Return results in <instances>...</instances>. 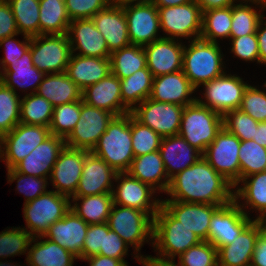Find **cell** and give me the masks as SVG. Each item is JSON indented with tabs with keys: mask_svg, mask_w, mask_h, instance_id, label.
Listing matches in <instances>:
<instances>
[{
	"mask_svg": "<svg viewBox=\"0 0 266 266\" xmlns=\"http://www.w3.org/2000/svg\"><path fill=\"white\" fill-rule=\"evenodd\" d=\"M235 188L202 156L195 164L170 179L166 193L180 202L226 205L234 200Z\"/></svg>",
	"mask_w": 266,
	"mask_h": 266,
	"instance_id": "6da1fadb",
	"label": "cell"
},
{
	"mask_svg": "<svg viewBox=\"0 0 266 266\" xmlns=\"http://www.w3.org/2000/svg\"><path fill=\"white\" fill-rule=\"evenodd\" d=\"M91 152L107 162L117 173L127 172L135 157L131 138V113L114 117Z\"/></svg>",
	"mask_w": 266,
	"mask_h": 266,
	"instance_id": "7a4b0ae2",
	"label": "cell"
},
{
	"mask_svg": "<svg viewBox=\"0 0 266 266\" xmlns=\"http://www.w3.org/2000/svg\"><path fill=\"white\" fill-rule=\"evenodd\" d=\"M189 43L184 45L182 70L195 89L225 73L220 44L201 38Z\"/></svg>",
	"mask_w": 266,
	"mask_h": 266,
	"instance_id": "3957f363",
	"label": "cell"
},
{
	"mask_svg": "<svg viewBox=\"0 0 266 266\" xmlns=\"http://www.w3.org/2000/svg\"><path fill=\"white\" fill-rule=\"evenodd\" d=\"M223 127V116L197 100L184 107L178 135L202 154Z\"/></svg>",
	"mask_w": 266,
	"mask_h": 266,
	"instance_id": "277c9868",
	"label": "cell"
},
{
	"mask_svg": "<svg viewBox=\"0 0 266 266\" xmlns=\"http://www.w3.org/2000/svg\"><path fill=\"white\" fill-rule=\"evenodd\" d=\"M152 241V247L159 252L157 255L175 259L176 255L199 244L201 239L161 205L153 218Z\"/></svg>",
	"mask_w": 266,
	"mask_h": 266,
	"instance_id": "5b68a950",
	"label": "cell"
},
{
	"mask_svg": "<svg viewBox=\"0 0 266 266\" xmlns=\"http://www.w3.org/2000/svg\"><path fill=\"white\" fill-rule=\"evenodd\" d=\"M70 198L57 193L46 191L32 201L24 203L23 215L26 228L31 236H44L49 227L59 219H62L70 210Z\"/></svg>",
	"mask_w": 266,
	"mask_h": 266,
	"instance_id": "8992f818",
	"label": "cell"
},
{
	"mask_svg": "<svg viewBox=\"0 0 266 266\" xmlns=\"http://www.w3.org/2000/svg\"><path fill=\"white\" fill-rule=\"evenodd\" d=\"M107 223L109 229L132 246L138 256L143 243L153 240V218L144 211L113 204Z\"/></svg>",
	"mask_w": 266,
	"mask_h": 266,
	"instance_id": "52a82bcc",
	"label": "cell"
},
{
	"mask_svg": "<svg viewBox=\"0 0 266 266\" xmlns=\"http://www.w3.org/2000/svg\"><path fill=\"white\" fill-rule=\"evenodd\" d=\"M29 50L33 65L45 74L66 72L72 56L67 34L31 37Z\"/></svg>",
	"mask_w": 266,
	"mask_h": 266,
	"instance_id": "ba28073f",
	"label": "cell"
},
{
	"mask_svg": "<svg viewBox=\"0 0 266 266\" xmlns=\"http://www.w3.org/2000/svg\"><path fill=\"white\" fill-rule=\"evenodd\" d=\"M240 139L225 127L218 132L213 142L202 154L204 159L229 182L237 187L240 181Z\"/></svg>",
	"mask_w": 266,
	"mask_h": 266,
	"instance_id": "9c48e42d",
	"label": "cell"
},
{
	"mask_svg": "<svg viewBox=\"0 0 266 266\" xmlns=\"http://www.w3.org/2000/svg\"><path fill=\"white\" fill-rule=\"evenodd\" d=\"M160 29L170 38L199 39L202 31V11L199 5L193 1L172 7L158 8ZM175 37V38H174ZM177 38V39H176Z\"/></svg>",
	"mask_w": 266,
	"mask_h": 266,
	"instance_id": "30bf717a",
	"label": "cell"
},
{
	"mask_svg": "<svg viewBox=\"0 0 266 266\" xmlns=\"http://www.w3.org/2000/svg\"><path fill=\"white\" fill-rule=\"evenodd\" d=\"M122 3L127 20V29L131 45L145 46L158 37L160 29L158 8L151 0H139Z\"/></svg>",
	"mask_w": 266,
	"mask_h": 266,
	"instance_id": "8fae6325",
	"label": "cell"
},
{
	"mask_svg": "<svg viewBox=\"0 0 266 266\" xmlns=\"http://www.w3.org/2000/svg\"><path fill=\"white\" fill-rule=\"evenodd\" d=\"M184 107L147 98L130 112L144 126L150 127L162 138L178 135Z\"/></svg>",
	"mask_w": 266,
	"mask_h": 266,
	"instance_id": "7c38bea8",
	"label": "cell"
},
{
	"mask_svg": "<svg viewBox=\"0 0 266 266\" xmlns=\"http://www.w3.org/2000/svg\"><path fill=\"white\" fill-rule=\"evenodd\" d=\"M114 117L112 113L89 106L81 100L80 118L65 138L66 146L91 152Z\"/></svg>",
	"mask_w": 266,
	"mask_h": 266,
	"instance_id": "4fadbf2b",
	"label": "cell"
},
{
	"mask_svg": "<svg viewBox=\"0 0 266 266\" xmlns=\"http://www.w3.org/2000/svg\"><path fill=\"white\" fill-rule=\"evenodd\" d=\"M50 135L49 127L18 123L2 136V160L6 168L13 169Z\"/></svg>",
	"mask_w": 266,
	"mask_h": 266,
	"instance_id": "5bb4252c",
	"label": "cell"
},
{
	"mask_svg": "<svg viewBox=\"0 0 266 266\" xmlns=\"http://www.w3.org/2000/svg\"><path fill=\"white\" fill-rule=\"evenodd\" d=\"M249 84L239 76L226 74L203 84L205 87L204 99L197 101L224 116L228 111L239 109L245 89Z\"/></svg>",
	"mask_w": 266,
	"mask_h": 266,
	"instance_id": "9a60e30c",
	"label": "cell"
},
{
	"mask_svg": "<svg viewBox=\"0 0 266 266\" xmlns=\"http://www.w3.org/2000/svg\"><path fill=\"white\" fill-rule=\"evenodd\" d=\"M115 181L119 185L116 190L112 189L114 204L119 207L125 206L144 211L154 218L162 205V200L156 198L151 200L156 192L155 189L131 176L128 172H118Z\"/></svg>",
	"mask_w": 266,
	"mask_h": 266,
	"instance_id": "2e32d148",
	"label": "cell"
},
{
	"mask_svg": "<svg viewBox=\"0 0 266 266\" xmlns=\"http://www.w3.org/2000/svg\"><path fill=\"white\" fill-rule=\"evenodd\" d=\"M251 221L235 200L220 206L210 219L208 242L217 249L229 245Z\"/></svg>",
	"mask_w": 266,
	"mask_h": 266,
	"instance_id": "e0dca14e",
	"label": "cell"
},
{
	"mask_svg": "<svg viewBox=\"0 0 266 266\" xmlns=\"http://www.w3.org/2000/svg\"><path fill=\"white\" fill-rule=\"evenodd\" d=\"M89 152L67 146L60 152L49 179L57 193L70 199L74 196L81 178L85 157Z\"/></svg>",
	"mask_w": 266,
	"mask_h": 266,
	"instance_id": "ac0fdd59",
	"label": "cell"
},
{
	"mask_svg": "<svg viewBox=\"0 0 266 266\" xmlns=\"http://www.w3.org/2000/svg\"><path fill=\"white\" fill-rule=\"evenodd\" d=\"M147 67L155 77L183 69L184 45L175 39L160 38L143 46Z\"/></svg>",
	"mask_w": 266,
	"mask_h": 266,
	"instance_id": "d6986e66",
	"label": "cell"
},
{
	"mask_svg": "<svg viewBox=\"0 0 266 266\" xmlns=\"http://www.w3.org/2000/svg\"><path fill=\"white\" fill-rule=\"evenodd\" d=\"M117 172L102 158L89 152L82 168V174L73 197H85L112 193Z\"/></svg>",
	"mask_w": 266,
	"mask_h": 266,
	"instance_id": "ffe728a7",
	"label": "cell"
},
{
	"mask_svg": "<svg viewBox=\"0 0 266 266\" xmlns=\"http://www.w3.org/2000/svg\"><path fill=\"white\" fill-rule=\"evenodd\" d=\"M67 36L72 53L78 50L77 55L110 58L111 52L107 47L105 38L96 28L92 18L71 21Z\"/></svg>",
	"mask_w": 266,
	"mask_h": 266,
	"instance_id": "44dd1931",
	"label": "cell"
},
{
	"mask_svg": "<svg viewBox=\"0 0 266 266\" xmlns=\"http://www.w3.org/2000/svg\"><path fill=\"white\" fill-rule=\"evenodd\" d=\"M162 206L182 225L194 232L201 241H208L210 219L223 205L162 200Z\"/></svg>",
	"mask_w": 266,
	"mask_h": 266,
	"instance_id": "7402d4cb",
	"label": "cell"
},
{
	"mask_svg": "<svg viewBox=\"0 0 266 266\" xmlns=\"http://www.w3.org/2000/svg\"><path fill=\"white\" fill-rule=\"evenodd\" d=\"M263 230L262 220L253 219L232 243L217 249L218 266H250L256 240Z\"/></svg>",
	"mask_w": 266,
	"mask_h": 266,
	"instance_id": "603a6c76",
	"label": "cell"
},
{
	"mask_svg": "<svg viewBox=\"0 0 266 266\" xmlns=\"http://www.w3.org/2000/svg\"><path fill=\"white\" fill-rule=\"evenodd\" d=\"M65 146V138L51 134L13 169L25 175L48 178Z\"/></svg>",
	"mask_w": 266,
	"mask_h": 266,
	"instance_id": "cb8c5ba5",
	"label": "cell"
},
{
	"mask_svg": "<svg viewBox=\"0 0 266 266\" xmlns=\"http://www.w3.org/2000/svg\"><path fill=\"white\" fill-rule=\"evenodd\" d=\"M89 227L83 219L78 217L73 210H69L62 219L54 222L44 236L65 248L78 259H82V247L84 245L86 232Z\"/></svg>",
	"mask_w": 266,
	"mask_h": 266,
	"instance_id": "d4e9b609",
	"label": "cell"
},
{
	"mask_svg": "<svg viewBox=\"0 0 266 266\" xmlns=\"http://www.w3.org/2000/svg\"><path fill=\"white\" fill-rule=\"evenodd\" d=\"M82 100L89 106L112 113L115 117L131 111L122 103L120 79L112 72L82 91Z\"/></svg>",
	"mask_w": 266,
	"mask_h": 266,
	"instance_id": "484cf974",
	"label": "cell"
},
{
	"mask_svg": "<svg viewBox=\"0 0 266 266\" xmlns=\"http://www.w3.org/2000/svg\"><path fill=\"white\" fill-rule=\"evenodd\" d=\"M92 20L105 38L111 53L131 45L127 20L121 4H110L107 8L97 12Z\"/></svg>",
	"mask_w": 266,
	"mask_h": 266,
	"instance_id": "4316f807",
	"label": "cell"
},
{
	"mask_svg": "<svg viewBox=\"0 0 266 266\" xmlns=\"http://www.w3.org/2000/svg\"><path fill=\"white\" fill-rule=\"evenodd\" d=\"M195 90L183 70H180L155 77L149 98L157 102L174 103L185 107L197 100L196 97H189Z\"/></svg>",
	"mask_w": 266,
	"mask_h": 266,
	"instance_id": "83f0119b",
	"label": "cell"
},
{
	"mask_svg": "<svg viewBox=\"0 0 266 266\" xmlns=\"http://www.w3.org/2000/svg\"><path fill=\"white\" fill-rule=\"evenodd\" d=\"M159 151L169 179L195 164L202 157V153L180 135L162 138Z\"/></svg>",
	"mask_w": 266,
	"mask_h": 266,
	"instance_id": "f1b7e54d",
	"label": "cell"
},
{
	"mask_svg": "<svg viewBox=\"0 0 266 266\" xmlns=\"http://www.w3.org/2000/svg\"><path fill=\"white\" fill-rule=\"evenodd\" d=\"M111 73L109 58L74 55L67 65V76L83 91Z\"/></svg>",
	"mask_w": 266,
	"mask_h": 266,
	"instance_id": "f546056e",
	"label": "cell"
},
{
	"mask_svg": "<svg viewBox=\"0 0 266 266\" xmlns=\"http://www.w3.org/2000/svg\"><path fill=\"white\" fill-rule=\"evenodd\" d=\"M3 72V73H2ZM45 73L38 70L32 62L30 50L18 60L11 62L3 71H0V81L16 92V88L28 90L33 88L30 94L36 93ZM35 90V91H34Z\"/></svg>",
	"mask_w": 266,
	"mask_h": 266,
	"instance_id": "4dcf8cb0",
	"label": "cell"
},
{
	"mask_svg": "<svg viewBox=\"0 0 266 266\" xmlns=\"http://www.w3.org/2000/svg\"><path fill=\"white\" fill-rule=\"evenodd\" d=\"M127 172L157 191L166 193L168 189L170 179L159 150L134 157ZM162 179L164 180L162 181Z\"/></svg>",
	"mask_w": 266,
	"mask_h": 266,
	"instance_id": "1f68e13d",
	"label": "cell"
},
{
	"mask_svg": "<svg viewBox=\"0 0 266 266\" xmlns=\"http://www.w3.org/2000/svg\"><path fill=\"white\" fill-rule=\"evenodd\" d=\"M36 93L48 100L53 107L82 100V90L66 72L45 74Z\"/></svg>",
	"mask_w": 266,
	"mask_h": 266,
	"instance_id": "d6a6232c",
	"label": "cell"
},
{
	"mask_svg": "<svg viewBox=\"0 0 266 266\" xmlns=\"http://www.w3.org/2000/svg\"><path fill=\"white\" fill-rule=\"evenodd\" d=\"M35 239L37 240L36 237L32 238L30 244L35 243L27 251L28 266H73L74 259H78L48 238L38 242Z\"/></svg>",
	"mask_w": 266,
	"mask_h": 266,
	"instance_id": "836d02e7",
	"label": "cell"
},
{
	"mask_svg": "<svg viewBox=\"0 0 266 266\" xmlns=\"http://www.w3.org/2000/svg\"><path fill=\"white\" fill-rule=\"evenodd\" d=\"M240 182L244 185L234 190V200L240 203L239 198L243 199L245 203L238 206L244 212L246 211L244 208L248 206L251 207L250 209L259 211L260 215L256 219L263 220L266 218V171L244 177Z\"/></svg>",
	"mask_w": 266,
	"mask_h": 266,
	"instance_id": "e575fe53",
	"label": "cell"
},
{
	"mask_svg": "<svg viewBox=\"0 0 266 266\" xmlns=\"http://www.w3.org/2000/svg\"><path fill=\"white\" fill-rule=\"evenodd\" d=\"M72 198L71 201L74 202V205H70V209L87 224H102L108 221L114 204L112 193ZM76 201H81L79 202L81 204H77Z\"/></svg>",
	"mask_w": 266,
	"mask_h": 266,
	"instance_id": "d590c367",
	"label": "cell"
},
{
	"mask_svg": "<svg viewBox=\"0 0 266 266\" xmlns=\"http://www.w3.org/2000/svg\"><path fill=\"white\" fill-rule=\"evenodd\" d=\"M154 76L148 67L120 80L122 103L132 111L137 103L150 97ZM134 105V106H133Z\"/></svg>",
	"mask_w": 266,
	"mask_h": 266,
	"instance_id": "8d00e7d4",
	"label": "cell"
},
{
	"mask_svg": "<svg viewBox=\"0 0 266 266\" xmlns=\"http://www.w3.org/2000/svg\"><path fill=\"white\" fill-rule=\"evenodd\" d=\"M40 35L67 34L71 22L64 0H39Z\"/></svg>",
	"mask_w": 266,
	"mask_h": 266,
	"instance_id": "74e56055",
	"label": "cell"
},
{
	"mask_svg": "<svg viewBox=\"0 0 266 266\" xmlns=\"http://www.w3.org/2000/svg\"><path fill=\"white\" fill-rule=\"evenodd\" d=\"M111 72L120 80L146 68V53L143 46L129 45L115 50L110 55Z\"/></svg>",
	"mask_w": 266,
	"mask_h": 266,
	"instance_id": "f35d334b",
	"label": "cell"
},
{
	"mask_svg": "<svg viewBox=\"0 0 266 266\" xmlns=\"http://www.w3.org/2000/svg\"><path fill=\"white\" fill-rule=\"evenodd\" d=\"M232 22V6L202 12V31L200 38L218 43L217 38H229Z\"/></svg>",
	"mask_w": 266,
	"mask_h": 266,
	"instance_id": "ab89813d",
	"label": "cell"
},
{
	"mask_svg": "<svg viewBox=\"0 0 266 266\" xmlns=\"http://www.w3.org/2000/svg\"><path fill=\"white\" fill-rule=\"evenodd\" d=\"M53 105L37 93L26 94L20 101V123L49 127Z\"/></svg>",
	"mask_w": 266,
	"mask_h": 266,
	"instance_id": "60d3db41",
	"label": "cell"
},
{
	"mask_svg": "<svg viewBox=\"0 0 266 266\" xmlns=\"http://www.w3.org/2000/svg\"><path fill=\"white\" fill-rule=\"evenodd\" d=\"M15 18L17 30L23 35H40L39 0H7Z\"/></svg>",
	"mask_w": 266,
	"mask_h": 266,
	"instance_id": "b9f144b4",
	"label": "cell"
},
{
	"mask_svg": "<svg viewBox=\"0 0 266 266\" xmlns=\"http://www.w3.org/2000/svg\"><path fill=\"white\" fill-rule=\"evenodd\" d=\"M243 3V4H242ZM241 2L232 6V22L230 38H237L244 35L255 34L259 22L264 15L248 5V2Z\"/></svg>",
	"mask_w": 266,
	"mask_h": 266,
	"instance_id": "7bdbcfd3",
	"label": "cell"
},
{
	"mask_svg": "<svg viewBox=\"0 0 266 266\" xmlns=\"http://www.w3.org/2000/svg\"><path fill=\"white\" fill-rule=\"evenodd\" d=\"M240 180L266 171V148L254 140L241 141L239 148Z\"/></svg>",
	"mask_w": 266,
	"mask_h": 266,
	"instance_id": "ee69618b",
	"label": "cell"
},
{
	"mask_svg": "<svg viewBox=\"0 0 266 266\" xmlns=\"http://www.w3.org/2000/svg\"><path fill=\"white\" fill-rule=\"evenodd\" d=\"M20 101L17 92L0 81V135L9 133L20 123Z\"/></svg>",
	"mask_w": 266,
	"mask_h": 266,
	"instance_id": "f6af8a7d",
	"label": "cell"
},
{
	"mask_svg": "<svg viewBox=\"0 0 266 266\" xmlns=\"http://www.w3.org/2000/svg\"><path fill=\"white\" fill-rule=\"evenodd\" d=\"M81 100L54 107L49 130L51 134L66 138L80 118Z\"/></svg>",
	"mask_w": 266,
	"mask_h": 266,
	"instance_id": "bcb514c9",
	"label": "cell"
},
{
	"mask_svg": "<svg viewBox=\"0 0 266 266\" xmlns=\"http://www.w3.org/2000/svg\"><path fill=\"white\" fill-rule=\"evenodd\" d=\"M131 138L135 157L158 151L162 137L150 127L144 126L131 114Z\"/></svg>",
	"mask_w": 266,
	"mask_h": 266,
	"instance_id": "7dc6e473",
	"label": "cell"
},
{
	"mask_svg": "<svg viewBox=\"0 0 266 266\" xmlns=\"http://www.w3.org/2000/svg\"><path fill=\"white\" fill-rule=\"evenodd\" d=\"M31 234L24 228H12L0 233V257L1 259L8 256L22 255L28 251L32 240ZM3 257V258H2Z\"/></svg>",
	"mask_w": 266,
	"mask_h": 266,
	"instance_id": "c3c4849f",
	"label": "cell"
},
{
	"mask_svg": "<svg viewBox=\"0 0 266 266\" xmlns=\"http://www.w3.org/2000/svg\"><path fill=\"white\" fill-rule=\"evenodd\" d=\"M259 122L240 109L228 111L223 116V127L240 141L252 140Z\"/></svg>",
	"mask_w": 266,
	"mask_h": 266,
	"instance_id": "681fc988",
	"label": "cell"
},
{
	"mask_svg": "<svg viewBox=\"0 0 266 266\" xmlns=\"http://www.w3.org/2000/svg\"><path fill=\"white\" fill-rule=\"evenodd\" d=\"M181 266H218L217 248L208 241H201L179 256Z\"/></svg>",
	"mask_w": 266,
	"mask_h": 266,
	"instance_id": "f907efd6",
	"label": "cell"
},
{
	"mask_svg": "<svg viewBox=\"0 0 266 266\" xmlns=\"http://www.w3.org/2000/svg\"><path fill=\"white\" fill-rule=\"evenodd\" d=\"M8 183L17 180V190L25 195V202L34 200L44 194L47 190V178L35 177L16 172L14 169H7Z\"/></svg>",
	"mask_w": 266,
	"mask_h": 266,
	"instance_id": "816d5d0a",
	"label": "cell"
},
{
	"mask_svg": "<svg viewBox=\"0 0 266 266\" xmlns=\"http://www.w3.org/2000/svg\"><path fill=\"white\" fill-rule=\"evenodd\" d=\"M239 109L258 122H266V91L248 85Z\"/></svg>",
	"mask_w": 266,
	"mask_h": 266,
	"instance_id": "f5cc1de1",
	"label": "cell"
},
{
	"mask_svg": "<svg viewBox=\"0 0 266 266\" xmlns=\"http://www.w3.org/2000/svg\"><path fill=\"white\" fill-rule=\"evenodd\" d=\"M68 16L71 21L90 19L97 12L107 8L110 0H64Z\"/></svg>",
	"mask_w": 266,
	"mask_h": 266,
	"instance_id": "db71d44e",
	"label": "cell"
},
{
	"mask_svg": "<svg viewBox=\"0 0 266 266\" xmlns=\"http://www.w3.org/2000/svg\"><path fill=\"white\" fill-rule=\"evenodd\" d=\"M128 248V244L124 242L118 234L109 229L108 223H104L103 248H100L99 255L120 259L122 262H126L124 256L127 255Z\"/></svg>",
	"mask_w": 266,
	"mask_h": 266,
	"instance_id": "11a10c76",
	"label": "cell"
},
{
	"mask_svg": "<svg viewBox=\"0 0 266 266\" xmlns=\"http://www.w3.org/2000/svg\"><path fill=\"white\" fill-rule=\"evenodd\" d=\"M232 39L231 52L244 61H257L259 63V48L256 33Z\"/></svg>",
	"mask_w": 266,
	"mask_h": 266,
	"instance_id": "9f6ffc18",
	"label": "cell"
},
{
	"mask_svg": "<svg viewBox=\"0 0 266 266\" xmlns=\"http://www.w3.org/2000/svg\"><path fill=\"white\" fill-rule=\"evenodd\" d=\"M15 36H10L0 41V47L4 45L5 57L0 60L2 71L11 63L21 58L24 53L29 50L31 37L24 35V41L20 42L14 39Z\"/></svg>",
	"mask_w": 266,
	"mask_h": 266,
	"instance_id": "6f0895ef",
	"label": "cell"
},
{
	"mask_svg": "<svg viewBox=\"0 0 266 266\" xmlns=\"http://www.w3.org/2000/svg\"><path fill=\"white\" fill-rule=\"evenodd\" d=\"M104 223L89 225L84 245L82 247V259L99 255L100 248H103Z\"/></svg>",
	"mask_w": 266,
	"mask_h": 266,
	"instance_id": "680465c9",
	"label": "cell"
},
{
	"mask_svg": "<svg viewBox=\"0 0 266 266\" xmlns=\"http://www.w3.org/2000/svg\"><path fill=\"white\" fill-rule=\"evenodd\" d=\"M19 34L11 6L7 0H0V41Z\"/></svg>",
	"mask_w": 266,
	"mask_h": 266,
	"instance_id": "91938a15",
	"label": "cell"
},
{
	"mask_svg": "<svg viewBox=\"0 0 266 266\" xmlns=\"http://www.w3.org/2000/svg\"><path fill=\"white\" fill-rule=\"evenodd\" d=\"M250 266H266V230L258 236Z\"/></svg>",
	"mask_w": 266,
	"mask_h": 266,
	"instance_id": "94428289",
	"label": "cell"
},
{
	"mask_svg": "<svg viewBox=\"0 0 266 266\" xmlns=\"http://www.w3.org/2000/svg\"><path fill=\"white\" fill-rule=\"evenodd\" d=\"M143 266H181L180 263L176 265L174 258H164V257H152L150 256H143V255H135V257ZM174 260V261H173Z\"/></svg>",
	"mask_w": 266,
	"mask_h": 266,
	"instance_id": "6125c7cd",
	"label": "cell"
},
{
	"mask_svg": "<svg viewBox=\"0 0 266 266\" xmlns=\"http://www.w3.org/2000/svg\"><path fill=\"white\" fill-rule=\"evenodd\" d=\"M263 25V26H262ZM256 36L258 40V48H259V63L266 64V21L262 19L259 22Z\"/></svg>",
	"mask_w": 266,
	"mask_h": 266,
	"instance_id": "be15d7a7",
	"label": "cell"
},
{
	"mask_svg": "<svg viewBox=\"0 0 266 266\" xmlns=\"http://www.w3.org/2000/svg\"><path fill=\"white\" fill-rule=\"evenodd\" d=\"M195 2L199 5L201 11L205 12L212 9L233 6L235 0H195Z\"/></svg>",
	"mask_w": 266,
	"mask_h": 266,
	"instance_id": "e7e4bbea",
	"label": "cell"
},
{
	"mask_svg": "<svg viewBox=\"0 0 266 266\" xmlns=\"http://www.w3.org/2000/svg\"><path fill=\"white\" fill-rule=\"evenodd\" d=\"M84 260H88L90 266H120L123 262L120 259L95 255Z\"/></svg>",
	"mask_w": 266,
	"mask_h": 266,
	"instance_id": "03108f58",
	"label": "cell"
},
{
	"mask_svg": "<svg viewBox=\"0 0 266 266\" xmlns=\"http://www.w3.org/2000/svg\"><path fill=\"white\" fill-rule=\"evenodd\" d=\"M252 140L266 148V122H259Z\"/></svg>",
	"mask_w": 266,
	"mask_h": 266,
	"instance_id": "003e7915",
	"label": "cell"
},
{
	"mask_svg": "<svg viewBox=\"0 0 266 266\" xmlns=\"http://www.w3.org/2000/svg\"><path fill=\"white\" fill-rule=\"evenodd\" d=\"M151 1L157 8H160V7H172L176 5L191 3L195 0H151Z\"/></svg>",
	"mask_w": 266,
	"mask_h": 266,
	"instance_id": "a7ac6f4b",
	"label": "cell"
},
{
	"mask_svg": "<svg viewBox=\"0 0 266 266\" xmlns=\"http://www.w3.org/2000/svg\"><path fill=\"white\" fill-rule=\"evenodd\" d=\"M241 1H244V2H252V5L253 4H256V5H260L261 9L265 10L266 9V0H241Z\"/></svg>",
	"mask_w": 266,
	"mask_h": 266,
	"instance_id": "89a4df30",
	"label": "cell"
},
{
	"mask_svg": "<svg viewBox=\"0 0 266 266\" xmlns=\"http://www.w3.org/2000/svg\"><path fill=\"white\" fill-rule=\"evenodd\" d=\"M134 0H110L111 4H122L125 2H132Z\"/></svg>",
	"mask_w": 266,
	"mask_h": 266,
	"instance_id": "2644e50d",
	"label": "cell"
},
{
	"mask_svg": "<svg viewBox=\"0 0 266 266\" xmlns=\"http://www.w3.org/2000/svg\"><path fill=\"white\" fill-rule=\"evenodd\" d=\"M0 266H18V265L17 264L13 265V263L12 264L6 263L5 261L4 262L0 261Z\"/></svg>",
	"mask_w": 266,
	"mask_h": 266,
	"instance_id": "8c879c8a",
	"label": "cell"
},
{
	"mask_svg": "<svg viewBox=\"0 0 266 266\" xmlns=\"http://www.w3.org/2000/svg\"><path fill=\"white\" fill-rule=\"evenodd\" d=\"M0 158H2V142H0Z\"/></svg>",
	"mask_w": 266,
	"mask_h": 266,
	"instance_id": "753ad0ef",
	"label": "cell"
},
{
	"mask_svg": "<svg viewBox=\"0 0 266 266\" xmlns=\"http://www.w3.org/2000/svg\"><path fill=\"white\" fill-rule=\"evenodd\" d=\"M262 222H263V224H264V229L266 230V218H264V219L262 220Z\"/></svg>",
	"mask_w": 266,
	"mask_h": 266,
	"instance_id": "34e18365",
	"label": "cell"
},
{
	"mask_svg": "<svg viewBox=\"0 0 266 266\" xmlns=\"http://www.w3.org/2000/svg\"><path fill=\"white\" fill-rule=\"evenodd\" d=\"M120 266H128L127 262H123Z\"/></svg>",
	"mask_w": 266,
	"mask_h": 266,
	"instance_id": "11e5206c",
	"label": "cell"
}]
</instances>
